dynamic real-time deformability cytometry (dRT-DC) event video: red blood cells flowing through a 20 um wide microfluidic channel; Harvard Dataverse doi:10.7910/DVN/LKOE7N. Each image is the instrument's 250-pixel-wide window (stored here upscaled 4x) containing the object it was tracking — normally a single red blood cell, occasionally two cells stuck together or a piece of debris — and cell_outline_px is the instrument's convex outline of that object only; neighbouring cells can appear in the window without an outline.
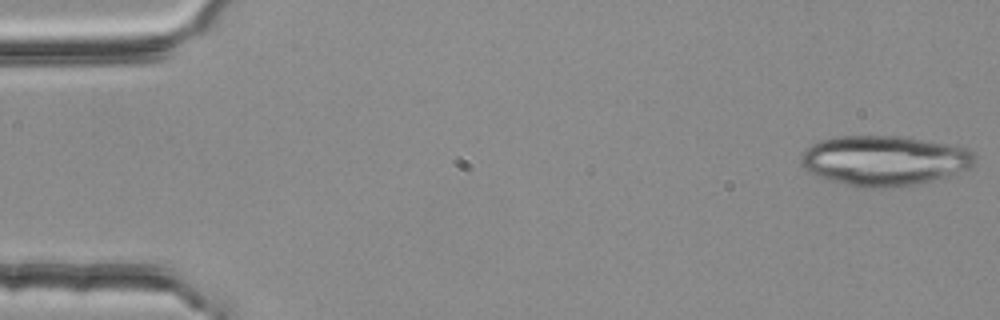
{"species": "common noctule bat (a hibernating species)", "species_latin": "Nyctalus noctula", "temperature_condition": "room temperature", "stored_images_in_passage": 5, "camera_frame_rate_fps": 3000, "um_per_image_px": 0.085, "animal": {"sex": "female", "body_mass_g": 25.1}, "frame": {"image": 1, "passage_image": 1, "time_ms": 0.0, "image_size_px": [1000, 320], "cell_outline_px": [[976, 160], [968, 168], [928, 180], [900, 188], [864, 188], [844, 184], [820, 176], [804, 168], [800, 160], [800, 156], [812, 144], [820, 140], [840, 136], [896, 136], [948, 144], [968, 148], [976, 156]], "centroid_in_image_um": [75.13, 13.64], "position_along_channel_um": 9.9, "area_um2": 49.94}}